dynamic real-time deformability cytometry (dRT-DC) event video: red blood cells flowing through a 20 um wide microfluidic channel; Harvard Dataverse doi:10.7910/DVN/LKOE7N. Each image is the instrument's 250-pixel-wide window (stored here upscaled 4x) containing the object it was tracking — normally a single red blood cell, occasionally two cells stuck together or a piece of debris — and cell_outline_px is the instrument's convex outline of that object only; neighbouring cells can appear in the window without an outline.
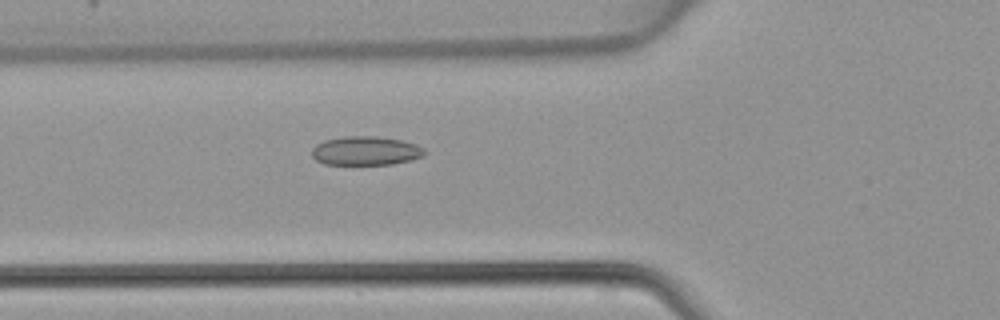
{"species": "common noctule bat (a hibernating species)", "species_latin": "Nyctalus noctula", "temperature_condition": "warm", "stored_images_in_passage": 46, "camera_frame_rate_fps": 3000, "um_per_image_px": 0.085, "animal": {"sex": "female", "body_mass_g": 22.7, "forearm_length_mm": 54.2}, "frame": {"image": 1, "passage_image": 17, "time_ms": 5.333, "image_size_px": [1000, 320], "cell_outline_px": [[424, 156], [412, 160], [392, 164], [324, 164], [316, 160], [312, 156], [312, 148], [316, 144], [324, 140], [344, 136], [376, 136], [400, 140], [416, 144], [424, 148]], "centroid_in_image_um": [31.08, 12.81], "position_along_channel_um": 94.7, "area_um2": 19.02}}
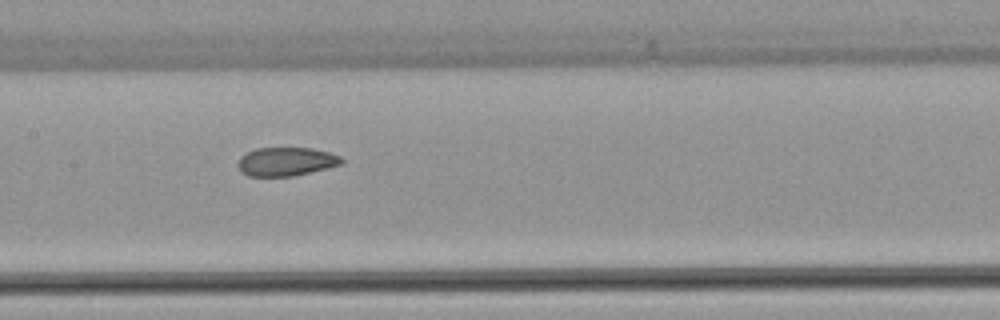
{"frame": {"image": 2, "passage_image": 23, "time_ms": 7.333, "image_size_px": [1000, 320], "cell_outline_px": [[344, 164], [292, 176], [248, 176], [240, 172], [236, 164], [240, 156], [256, 148], [312, 148], [328, 152], [340, 156], [344, 160]], "centroid_in_image_um": [24.3, 13.74], "position_along_channel_um": 183.1, "area_um2": 17.4}}
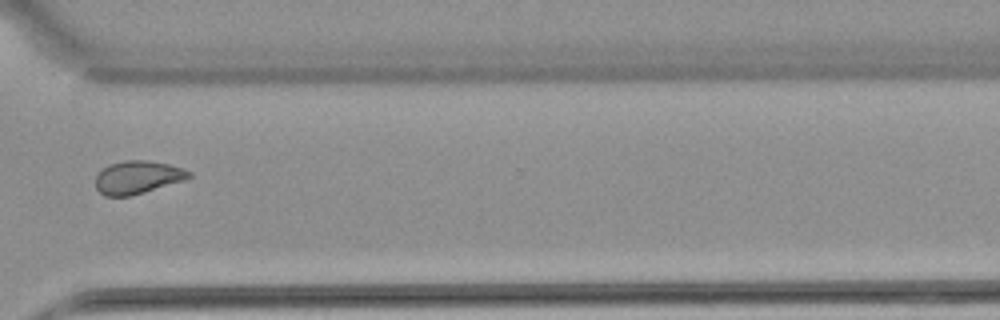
{"frame": {"image": 3, "passage_image": 35, "time_ms": 11.333, "image_size_px": [1000, 320], "cell_outline_px": [[192, 176], [184, 180], [132, 196], [104, 196], [96, 188], [96, 176], [108, 164], [124, 160], [148, 160], [168, 164], [184, 168], [192, 172]], "centroid_in_image_um": [11.71, 15.07], "position_along_channel_um": 358.9, "area_um2": 18.03}}